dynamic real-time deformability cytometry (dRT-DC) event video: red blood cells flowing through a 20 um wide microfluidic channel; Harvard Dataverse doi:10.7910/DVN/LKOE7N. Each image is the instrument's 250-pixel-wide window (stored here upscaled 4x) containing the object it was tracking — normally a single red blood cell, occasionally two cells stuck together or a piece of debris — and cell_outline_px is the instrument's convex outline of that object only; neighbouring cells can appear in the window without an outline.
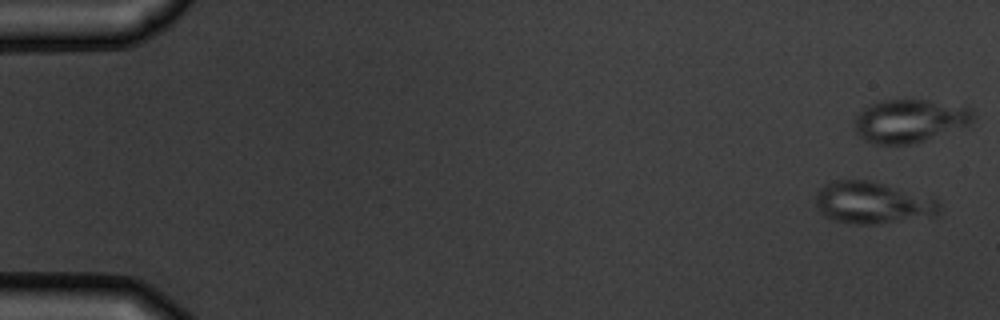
{"species": "common noctule bat (a hibernating species)", "species_latin": "Nyctalus noctula", "temperature_condition": "warm", "stored_images_in_passage": 4, "camera_frame_rate_fps": 3000, "um_per_image_px": 0.085, "animal": {"sex": "male", "body_mass_g": 19.5, "forearm_length_mm": 54.6}, "frame": {"image": 1, "passage_image": 1, "time_ms": 0.0, "image_size_px": [1000, 320], "cell_outline_px": [[940, 212], [932, 216], [872, 224], [848, 224], [824, 216], [820, 212], [816, 204], [816, 196], [828, 184], [836, 180], [872, 180], [936, 196], [940, 204]], "centroid_in_image_um": [74.26, 17.22], "position_along_channel_um": 10.7, "area_um2": 30.4}}